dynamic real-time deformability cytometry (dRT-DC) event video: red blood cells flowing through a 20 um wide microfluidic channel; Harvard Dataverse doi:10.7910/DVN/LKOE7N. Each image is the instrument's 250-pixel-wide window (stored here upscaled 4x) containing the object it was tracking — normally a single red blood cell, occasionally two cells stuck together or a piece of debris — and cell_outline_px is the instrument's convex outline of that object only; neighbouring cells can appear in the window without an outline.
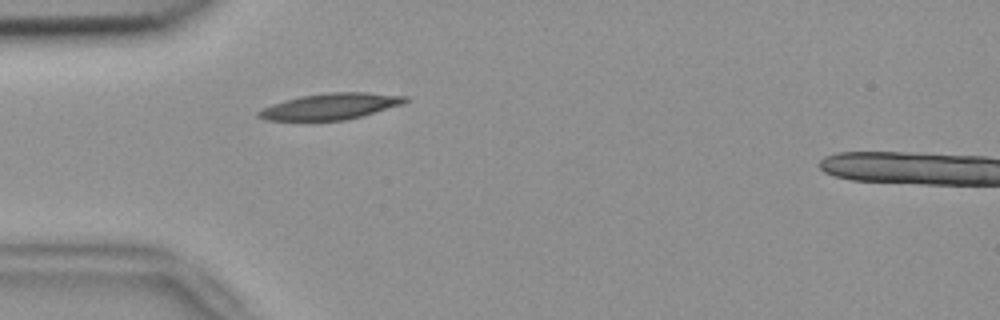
{"species": "common noctule bat (a hibernating species)", "species_latin": "Nyctalus noctula", "temperature_condition": "room temperature", "stored_images_in_passage": 39, "camera_frame_rate_fps": 3000, "um_per_image_px": 0.085, "animal": {"sex": "female", "body_mass_g": 18.4}, "frame": {"image": 1, "passage_image": 1, "time_ms": 0.0, "image_size_px": [1000, 320], "cell_outline_px": [[408, 100], [404, 104], [360, 116], [344, 120], [264, 120], [256, 116], [256, 112], [260, 108], [284, 100], [300, 96], [328, 92], [368, 92], [408, 96]], "centroid_in_image_um": [28.07, 9.03], "position_along_channel_um": 56.9, "area_um2": 22.43}}
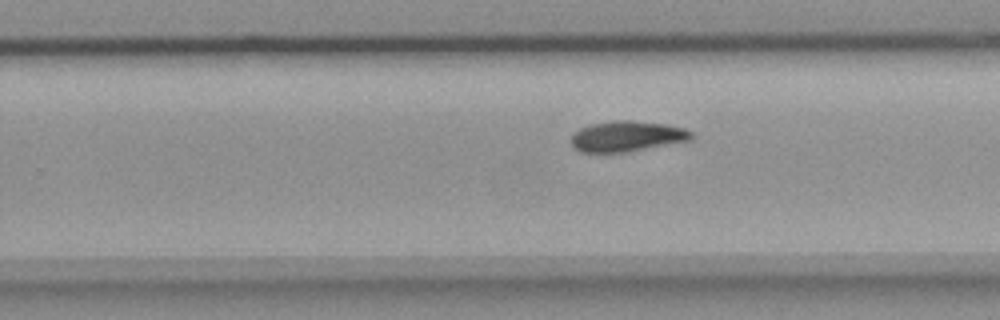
{"frame": {"image": 2, "passage_image": 19, "time_ms": 6.0, "image_size_px": [1000, 320], "cell_outline_px": [[692, 140], [628, 152], [580, 152], [572, 144], [572, 132], [588, 124], [616, 120], [632, 120], [668, 124], [684, 128], [692, 132]], "centroid_in_image_um": [53.3, 11.57], "position_along_channel_um": 276.5, "area_um2": 21.62}}
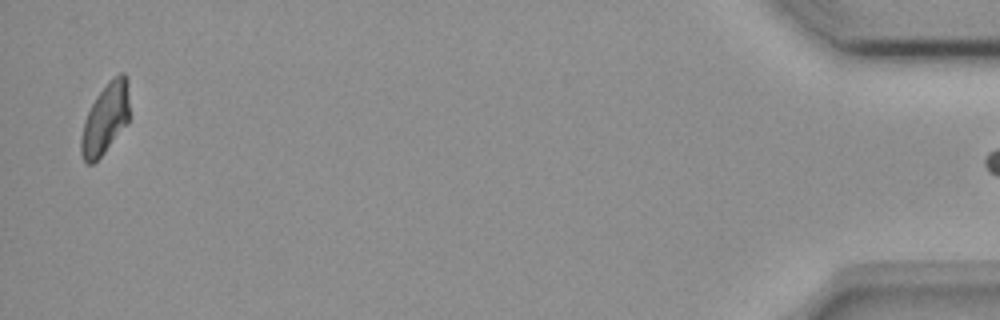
{"frame": {"image": 3, "passage_image": 38, "time_ms": 12.333, "image_size_px": [1000, 320], "cell_outline_px": [[128, 120], [104, 152], [92, 164], [88, 164], [84, 160], [80, 152], [80, 136], [84, 120], [96, 96], [108, 80], [112, 76], [120, 72], [124, 72], [128, 76]], "centroid_in_image_um": [8.93, 10.03], "position_along_channel_um": 426.3, "area_um2": 19.77}}